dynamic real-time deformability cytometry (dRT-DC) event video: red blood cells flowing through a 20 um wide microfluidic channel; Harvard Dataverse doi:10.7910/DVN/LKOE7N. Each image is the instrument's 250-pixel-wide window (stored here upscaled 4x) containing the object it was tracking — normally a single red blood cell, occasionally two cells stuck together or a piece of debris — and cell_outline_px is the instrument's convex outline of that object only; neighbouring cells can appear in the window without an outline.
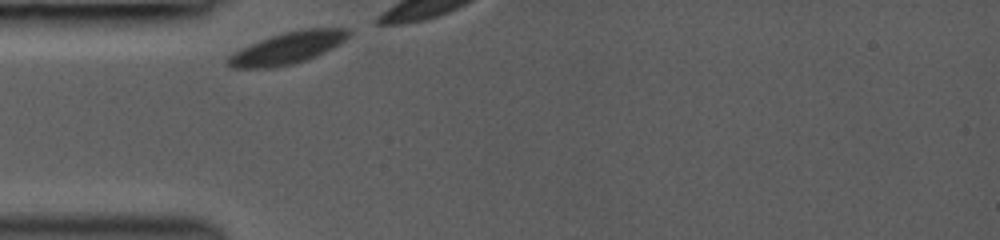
{"species": "common noctule bat (a hibernating species)", "species_latin": "Nyctalus noctula", "temperature_condition": "room temperature", "stored_images_in_passage": 4, "camera_frame_rate_fps": 3000, "um_per_image_px": 0.085, "animal": {"sex": "female", "body_mass_g": 19.0, "forearm_length_mm": 53.3}, "frame": {"image": 1, "passage_image": 1, "time_ms": 0.0, "image_size_px": [1000, 240], "cell_outline_px": [[352, 32], [340, 44], [308, 60], [292, 64], [272, 68], [232, 68], [224, 60], [228, 56], [240, 48], [272, 36], [284, 32], [304, 28], [348, 28]], "centroid_in_image_um": [24.44, 4.08], "position_along_channel_um": 60.6, "area_um2": 22.43}}